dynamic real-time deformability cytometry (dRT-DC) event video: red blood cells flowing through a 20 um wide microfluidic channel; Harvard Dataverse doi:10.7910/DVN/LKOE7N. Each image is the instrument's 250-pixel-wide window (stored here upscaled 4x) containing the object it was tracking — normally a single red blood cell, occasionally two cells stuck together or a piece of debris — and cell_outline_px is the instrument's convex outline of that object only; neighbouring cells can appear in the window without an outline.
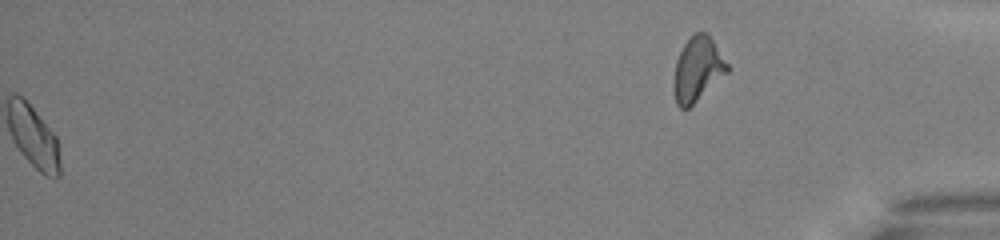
{"species": "common noctule bat (a hibernating species)", "species_latin": "Nyctalus noctula", "temperature_condition": "warm", "stored_images_in_passage": 43, "segment_of_instrument_passage": [2, 2], "camera_frame_rate_fps": 3000, "um_per_image_px": 0.085, "animal": {"sex": "male", "body_mass_g": 13.0, "forearm_length_mm": 53.1}, "frame": {"image": 1, "passage_image": 43, "time_ms": 14.0, "image_size_px": [1000, 240], "cell_outline_px": [[728, 72], [688, 108], [680, 108], [676, 104], [676, 60], [684, 44], [696, 32], [708, 32], [728, 64]], "centroid_in_image_um": [59.34, 5.84], "position_along_channel_um": 375.9, "area_um2": 19.31}}